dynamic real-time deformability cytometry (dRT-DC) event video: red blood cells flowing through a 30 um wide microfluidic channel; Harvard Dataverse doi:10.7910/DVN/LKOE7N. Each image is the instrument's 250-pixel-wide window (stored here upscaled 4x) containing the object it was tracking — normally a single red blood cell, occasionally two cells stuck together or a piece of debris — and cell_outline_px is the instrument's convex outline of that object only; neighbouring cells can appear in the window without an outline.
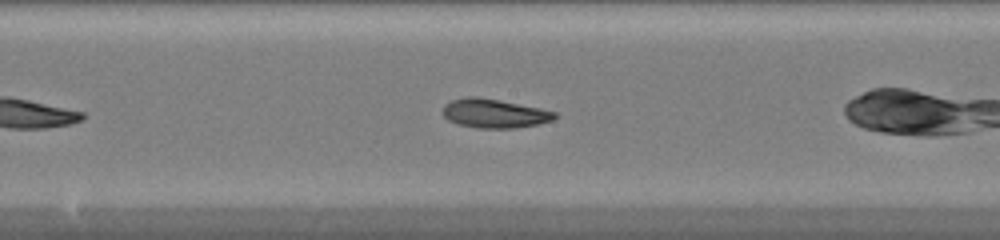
{"species": "common noctule bat (a hibernating species)", "species_latin": "Nyctalus noctula", "temperature_condition": "warm", "stored_images_in_passage": 38, "camera_frame_rate_fps": 3000, "um_per_image_px": 0.085, "animal": {"sex": "female", "body_mass_g": 20.0, "forearm_length_mm": 54.0}, "frame": {"image": 1, "passage_image": 25, "time_ms": 8.0, "image_size_px": [1000, 240], "cell_outline_px": [[556, 116], [552, 120], [536, 124], [512, 128], [476, 128], [460, 124], [448, 120], [444, 116], [444, 104], [452, 100], [468, 96], [476, 96], [500, 100], [540, 108], [556, 112]], "centroid_in_image_um": [42.0, 9.63], "position_along_channel_um": 206.2, "area_um2": 18.67}}
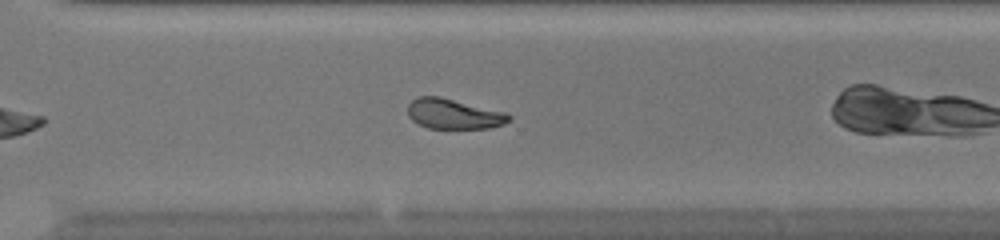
{"frame": {"image": 2, "passage_image": 34, "time_ms": 11.0, "image_size_px": [1000, 240], "cell_outline_px": [[512, 120], [504, 124], [488, 128], [428, 128], [412, 120], [408, 116], [408, 104], [412, 100], [420, 96], [440, 96], [508, 112], [512, 116]], "centroid_in_image_um": [38.61, 9.67], "position_along_channel_um": 332.0, "area_um2": 17.98}}